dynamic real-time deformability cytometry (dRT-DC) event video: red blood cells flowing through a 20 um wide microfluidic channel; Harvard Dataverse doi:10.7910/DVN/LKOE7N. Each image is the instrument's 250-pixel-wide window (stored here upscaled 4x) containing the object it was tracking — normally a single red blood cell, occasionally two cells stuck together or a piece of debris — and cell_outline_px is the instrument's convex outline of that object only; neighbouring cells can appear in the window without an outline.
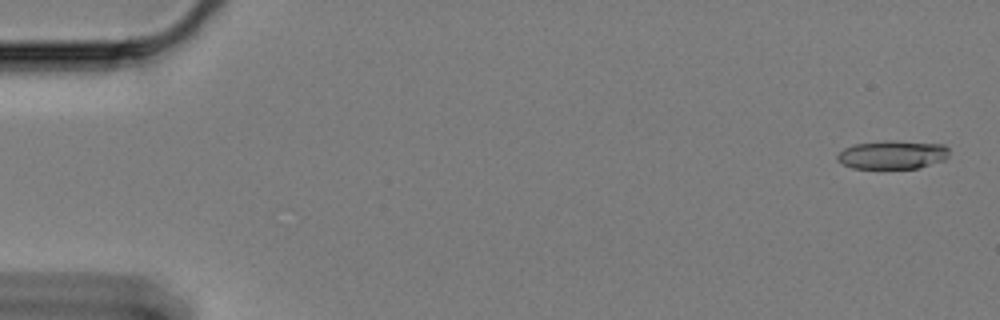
{"species": "Egyptian fruit bat (a non-hibernating species)", "species_latin": "Rousettus aegyptiacus", "temperature_condition": "cold", "stored_images_in_passage": 60, "camera_frame_rate_fps": 3000, "um_per_image_px": 0.085, "animal": {"sex": "female"}, "frame": {"image": 1, "passage_image": 2, "time_ms": 0.333, "image_size_px": [1000, 320], "cell_outline_px": [[948, 156], [944, 160], [916, 168], [852, 168], [836, 160], [836, 156], [844, 148], [852, 144], [884, 140], [896, 140], [944, 144], [948, 148]], "centroid_in_image_um": [75.84, 13.13], "position_along_channel_um": 9.2, "area_um2": 18.73}}
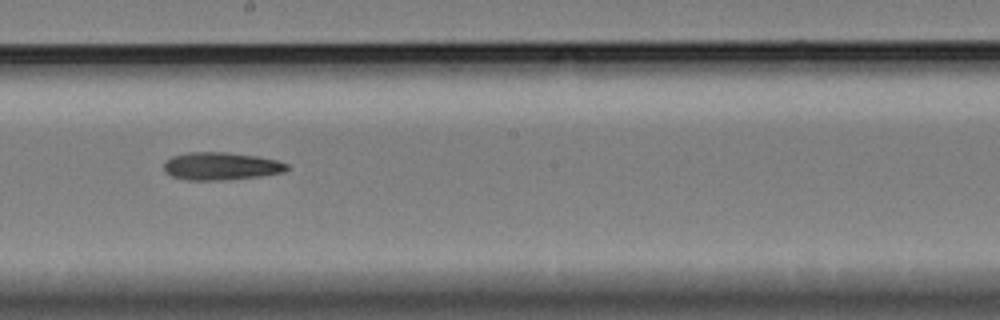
{"frame": {"image": 2, "passage_image": 34, "time_ms": 11.0, "image_size_px": [1000, 320], "cell_outline_px": [[288, 168], [284, 172], [260, 176], [224, 180], [184, 180], [172, 176], [164, 172], [164, 164], [172, 156], [188, 152], [228, 152], [256, 156], [276, 160], [288, 164]], "centroid_in_image_um": [18.77, 14.12], "position_along_channel_um": 229.4, "area_um2": 19.88}}
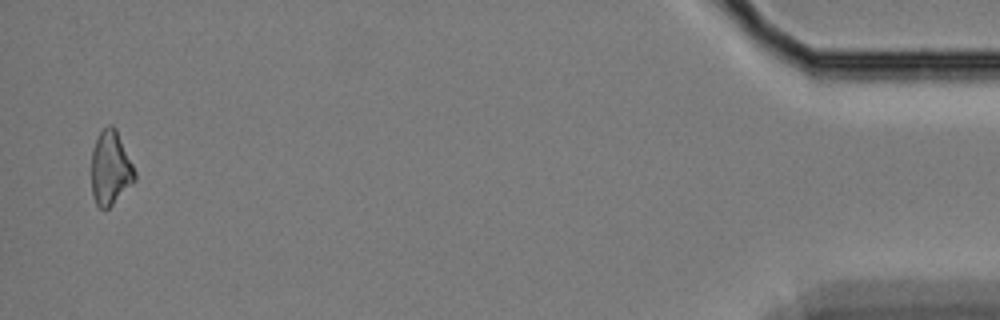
{"frame": {"image": 3, "passage_image": 59, "time_ms": 19.333, "image_size_px": [1000, 320], "cell_outline_px": [[136, 180], [108, 208], [100, 208], [96, 204], [92, 196], [92, 148], [100, 132], [108, 124], [112, 124], [116, 128], [136, 172]], "centroid_in_image_um": [9.39, 14.27], "position_along_channel_um": 425.8, "area_um2": 18.61}}